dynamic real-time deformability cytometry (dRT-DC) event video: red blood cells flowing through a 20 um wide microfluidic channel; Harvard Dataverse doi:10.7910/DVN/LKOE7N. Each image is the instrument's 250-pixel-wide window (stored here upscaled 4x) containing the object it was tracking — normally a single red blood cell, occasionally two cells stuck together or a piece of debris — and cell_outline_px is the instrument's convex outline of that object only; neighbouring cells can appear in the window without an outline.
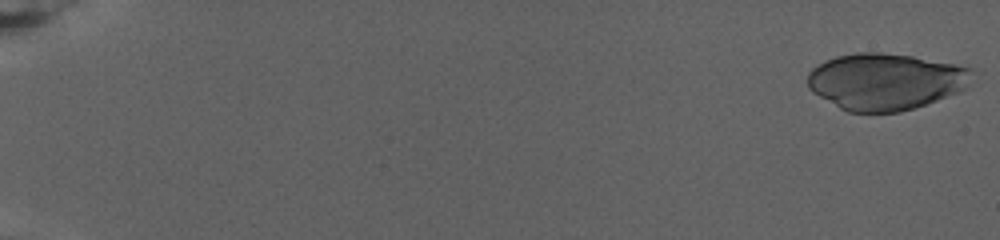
{"species": "human", "species_latin": "Homo sapiens", "temperature_condition": "warm", "stored_images_in_passage": 81, "camera_frame_rate_fps": 3000, "um_per_image_px": 0.085, "donor": {"sex": "female"}, "frame": {"image": 1, "passage_image": 2, "time_ms": 0.333, "image_size_px": [1000, 240], "cell_outline_px": [[972, 68], [964, 88], [960, 92], [900, 112], [848, 112], [840, 108], [812, 92], [808, 88], [808, 72], [812, 68], [824, 60], [836, 56], [856, 52], [880, 52], [912, 56], [956, 64]], "centroid_in_image_um": [75.21, 6.91], "position_along_channel_um": 9.8, "area_um2": 53.99}}
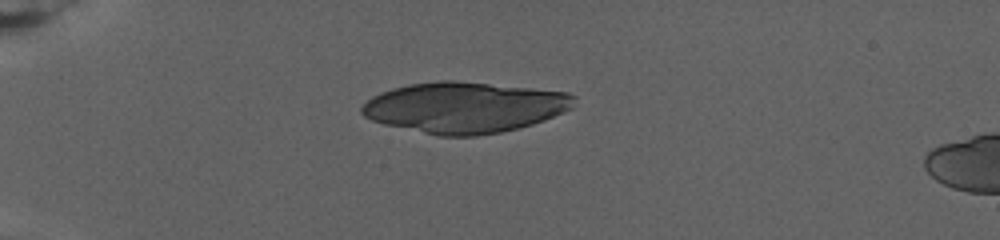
{"frame": {"image": 2, "passage_image": 24, "time_ms": 7.667, "image_size_px": [1000, 240], "cell_outline_px": [[576, 96], [572, 108], [564, 112], [544, 120], [532, 124], [500, 132], [476, 136], [440, 136], [384, 124], [372, 120], [364, 116], [360, 112], [360, 108], [372, 96], [380, 92], [392, 88], [408, 84], [440, 80], [452, 80], [568, 92]], "centroid_in_image_um": [39.46, 9.12], "position_along_channel_um": 45.5, "area_um2": 62.71}}